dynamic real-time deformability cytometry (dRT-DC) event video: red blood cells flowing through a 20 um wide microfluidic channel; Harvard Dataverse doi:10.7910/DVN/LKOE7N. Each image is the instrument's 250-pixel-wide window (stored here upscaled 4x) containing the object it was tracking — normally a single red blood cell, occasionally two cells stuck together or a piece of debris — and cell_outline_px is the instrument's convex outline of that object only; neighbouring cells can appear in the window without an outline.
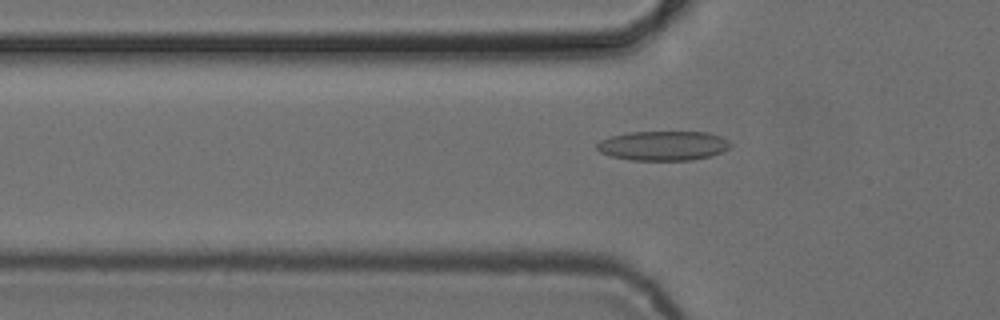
{"species": "common noctule bat (a hibernating species)", "species_latin": "Nyctalus noctula", "temperature_condition": "cold", "stored_images_in_passage": 52, "camera_frame_rate_fps": 3000, "um_per_image_px": 0.085, "animal": {"sex": "female", "body_mass_g": 24.6, "forearm_length_mm": 56.2}, "frame": {"image": 1, "passage_image": 17, "time_ms": 5.333, "image_size_px": [1000, 320], "cell_outline_px": [[732, 144], [728, 148], [720, 152], [708, 156], [692, 160], [632, 160], [612, 156], [600, 152], [596, 148], [596, 144], [600, 140], [612, 136], [628, 132], [708, 132], [720, 136], [728, 140]], "centroid_in_image_um": [56.36, 12.38], "position_along_channel_um": 69.4, "area_um2": 22.83}}
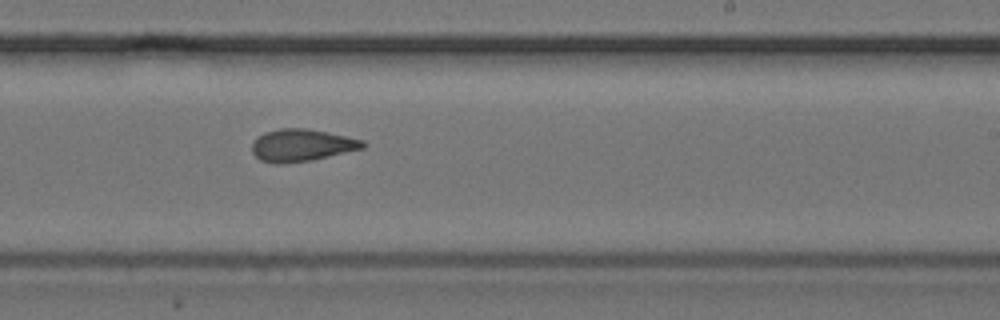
{"frame": {"image": 2, "passage_image": 32, "time_ms": 10.333, "image_size_px": [1000, 320], "cell_outline_px": [[368, 144], [364, 148], [312, 160], [280, 164], [276, 164], [260, 160], [252, 152], [252, 144], [264, 132], [280, 128], [308, 128], [328, 132], [364, 140]], "centroid_in_image_um": [25.67, 12.34], "position_along_channel_um": 263.3, "area_um2": 20.87}}
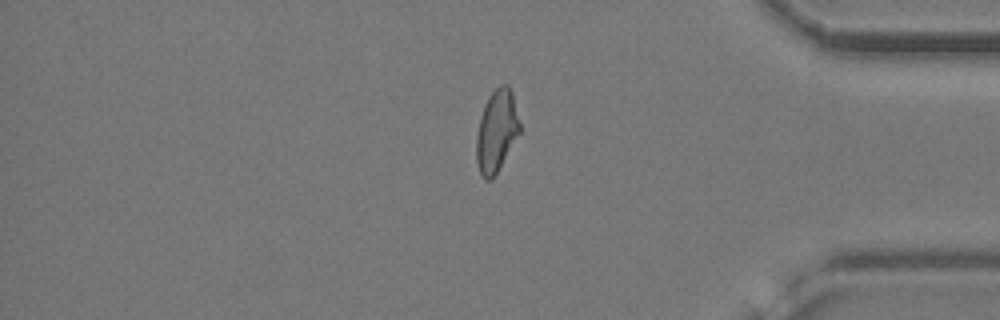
{"frame": {"image": 3, "passage_image": 44, "time_ms": 14.333, "image_size_px": [1000, 320], "cell_outline_px": [[520, 132], [492, 180], [484, 180], [476, 164], [476, 136], [480, 116], [488, 96], [500, 84], [508, 84], [512, 92], [520, 124]], "centroid_in_image_um": [42.19, 11.13], "position_along_channel_um": 393.0, "area_um2": 20.69}, "authors_computed_cell_mechanics": {"area_um2": 21.0681, "velocity_mm_per_s": 3.874, "shape_relaxation_time_tau1_ms": null, "shape_relaxation_time_tau2_ms": 2.5015, "deformation_change_tau1": null, "deformation_change_tau2": 0.0916}}